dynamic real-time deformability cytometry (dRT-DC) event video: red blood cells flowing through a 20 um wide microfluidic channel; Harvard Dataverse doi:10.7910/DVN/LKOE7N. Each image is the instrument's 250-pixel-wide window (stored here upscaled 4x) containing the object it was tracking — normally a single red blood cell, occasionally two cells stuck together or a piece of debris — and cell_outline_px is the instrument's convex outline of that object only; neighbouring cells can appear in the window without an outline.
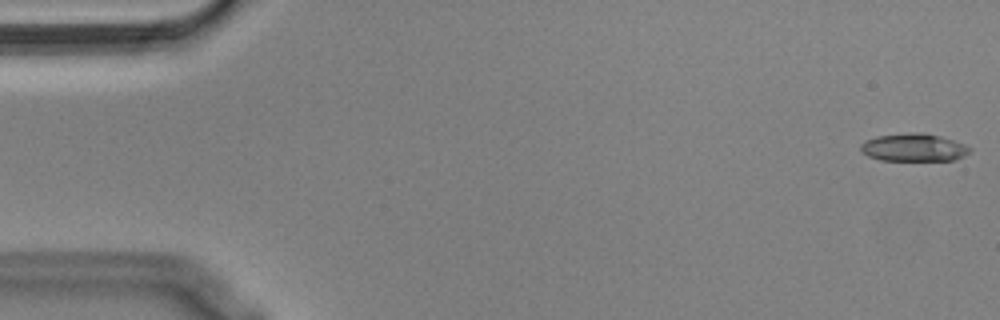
{"species": "Egyptian fruit bat (a non-hibernating species)", "species_latin": "Rousettus aegyptiacus", "temperature_condition": "cold", "stored_images_in_passage": 55, "segment_of_instrument_passage": [1, 2], "camera_frame_rate_fps": 3000, "um_per_image_px": 0.085, "animal": {"sex": "male"}, "frame": {"image": 1, "passage_image": 1, "time_ms": 0.0, "image_size_px": [1000, 320], "cell_outline_px": [[972, 148], [964, 156], [952, 160], [880, 160], [868, 156], [860, 152], [860, 144], [876, 136], [912, 132], [920, 132], [940, 136], [964, 144]], "centroid_in_image_um": [77.64, 12.53], "position_along_channel_um": 7.4, "area_um2": 17.57}}
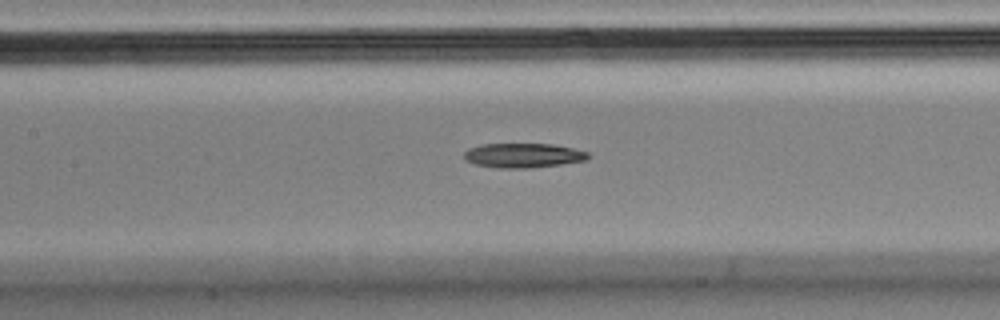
{"frame": {"image": 2, "passage_image": 25, "time_ms": 8.0, "image_size_px": [1000, 320], "cell_outline_px": [[592, 156], [588, 160], [560, 164], [528, 168], [500, 168], [476, 164], [464, 160], [464, 152], [468, 148], [480, 144], [552, 144], [572, 148], [588, 152]], "centroid_in_image_um": [44.47, 13.21], "position_along_channel_um": 162.9, "area_um2": 17.74}}
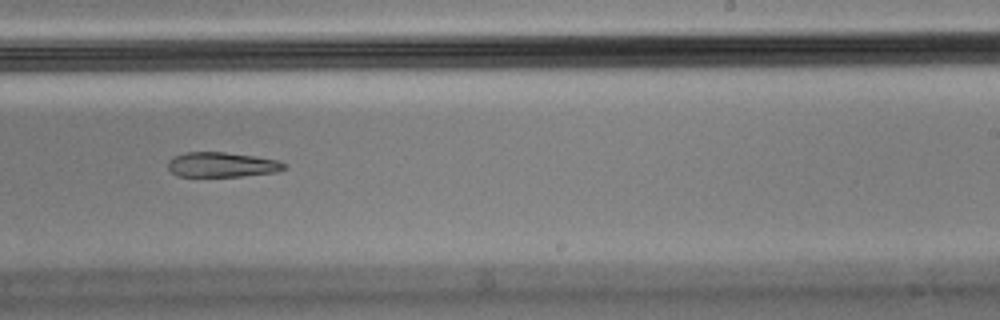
{"frame": {"image": 3, "passage_image": 34, "time_ms": 11.0, "image_size_px": [1000, 320], "cell_outline_px": [[284, 168], [276, 172], [240, 176], [176, 176], [168, 168], [168, 160], [172, 156], [184, 152], [224, 152], [280, 160], [284, 164]], "centroid_in_image_um": [18.8, 13.99], "position_along_channel_um": 270.2, "area_um2": 16.76}}